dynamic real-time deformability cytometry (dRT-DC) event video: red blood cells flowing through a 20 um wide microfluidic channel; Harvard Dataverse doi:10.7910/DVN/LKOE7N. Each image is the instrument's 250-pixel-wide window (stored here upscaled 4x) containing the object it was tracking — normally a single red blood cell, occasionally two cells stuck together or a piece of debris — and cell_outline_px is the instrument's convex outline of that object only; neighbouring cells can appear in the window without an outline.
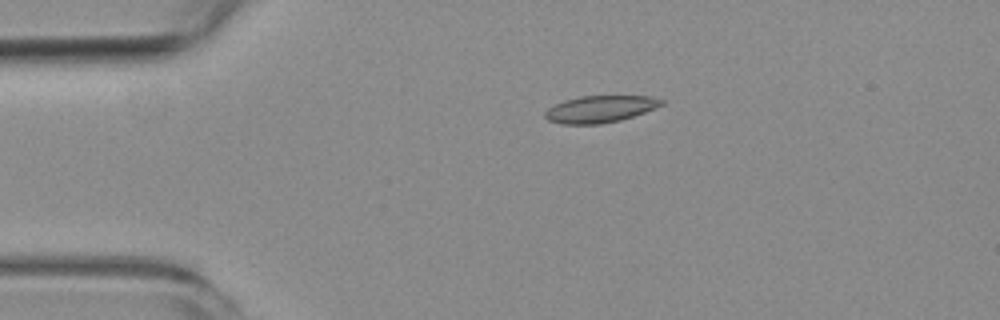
{"species": "common noctule bat (a hibernating species)", "species_latin": "Nyctalus noctula", "temperature_condition": "room temperature", "stored_images_in_passage": 3, "camera_frame_rate_fps": 3000, "um_per_image_px": 0.085, "animal": {"sex": "female", "body_mass_g": 19.3, "forearm_length_mm": 54.1}, "frame": {"image": 1, "passage_image": 1, "time_ms": 0.0, "image_size_px": [1000, 320], "cell_outline_px": [[664, 104], [644, 112], [620, 120], [600, 124], [560, 124], [548, 120], [544, 116], [544, 112], [548, 108], [564, 100], [580, 96], [652, 96], [664, 100]], "centroid_in_image_um": [50.99, 9.27], "position_along_channel_um": 34.0, "area_um2": 18.21}}
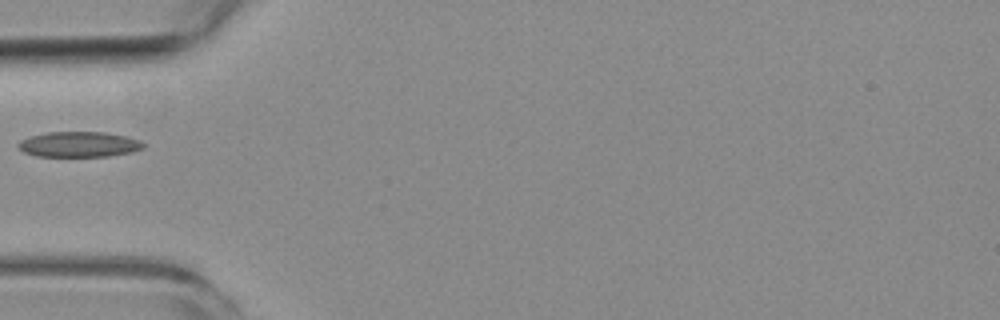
{"frame": {"image": 2, "passage_image": 3, "time_ms": 2.333, "image_size_px": [1000, 320], "cell_outline_px": [[144, 148], [132, 152], [108, 156], [36, 156], [24, 152], [16, 144], [20, 140], [28, 136], [48, 132], [104, 132], [124, 136], [140, 140], [144, 144]], "centroid_in_image_um": [6.69, 12.27], "position_along_channel_um": 78.3, "area_um2": 18.5}}